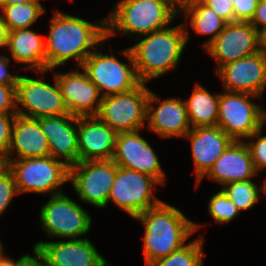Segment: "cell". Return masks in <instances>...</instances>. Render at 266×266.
<instances>
[{"instance_id":"obj_1","label":"cell","mask_w":266,"mask_h":266,"mask_svg":"<svg viewBox=\"0 0 266 266\" xmlns=\"http://www.w3.org/2000/svg\"><path fill=\"white\" fill-rule=\"evenodd\" d=\"M50 18L46 44V71L76 60L80 69L88 55L106 39V18L91 23L83 18L61 12H53Z\"/></svg>"},{"instance_id":"obj_2","label":"cell","mask_w":266,"mask_h":266,"mask_svg":"<svg viewBox=\"0 0 266 266\" xmlns=\"http://www.w3.org/2000/svg\"><path fill=\"white\" fill-rule=\"evenodd\" d=\"M134 219L144 226L143 256L145 266L184 247L188 238L202 224L188 219L178 208L162 201Z\"/></svg>"},{"instance_id":"obj_3","label":"cell","mask_w":266,"mask_h":266,"mask_svg":"<svg viewBox=\"0 0 266 266\" xmlns=\"http://www.w3.org/2000/svg\"><path fill=\"white\" fill-rule=\"evenodd\" d=\"M189 33L181 23L137 37L135 41H139L129 48L139 80L147 83L176 69Z\"/></svg>"},{"instance_id":"obj_4","label":"cell","mask_w":266,"mask_h":266,"mask_svg":"<svg viewBox=\"0 0 266 266\" xmlns=\"http://www.w3.org/2000/svg\"><path fill=\"white\" fill-rule=\"evenodd\" d=\"M179 11L170 0H118L106 17V39L117 33L138 37L168 27Z\"/></svg>"},{"instance_id":"obj_5","label":"cell","mask_w":266,"mask_h":266,"mask_svg":"<svg viewBox=\"0 0 266 266\" xmlns=\"http://www.w3.org/2000/svg\"><path fill=\"white\" fill-rule=\"evenodd\" d=\"M13 173L18 194L62 193V185L69 182V166L53 157H34L7 160Z\"/></svg>"},{"instance_id":"obj_6","label":"cell","mask_w":266,"mask_h":266,"mask_svg":"<svg viewBox=\"0 0 266 266\" xmlns=\"http://www.w3.org/2000/svg\"><path fill=\"white\" fill-rule=\"evenodd\" d=\"M122 52L128 63L120 61L113 54H103L96 48L80 67L97 86L102 97L130 91L141 83L130 48Z\"/></svg>"},{"instance_id":"obj_7","label":"cell","mask_w":266,"mask_h":266,"mask_svg":"<svg viewBox=\"0 0 266 266\" xmlns=\"http://www.w3.org/2000/svg\"><path fill=\"white\" fill-rule=\"evenodd\" d=\"M220 93L218 123L234 141H244L266 123V110L251 99L262 97L246 92Z\"/></svg>"},{"instance_id":"obj_8","label":"cell","mask_w":266,"mask_h":266,"mask_svg":"<svg viewBox=\"0 0 266 266\" xmlns=\"http://www.w3.org/2000/svg\"><path fill=\"white\" fill-rule=\"evenodd\" d=\"M39 217L41 228L50 238L84 239L80 237L88 234L92 226L89 213L63 192L50 196Z\"/></svg>"},{"instance_id":"obj_9","label":"cell","mask_w":266,"mask_h":266,"mask_svg":"<svg viewBox=\"0 0 266 266\" xmlns=\"http://www.w3.org/2000/svg\"><path fill=\"white\" fill-rule=\"evenodd\" d=\"M146 84L141 82L130 91L102 97L96 116L116 133L142 130L147 122L150 93Z\"/></svg>"},{"instance_id":"obj_10","label":"cell","mask_w":266,"mask_h":266,"mask_svg":"<svg viewBox=\"0 0 266 266\" xmlns=\"http://www.w3.org/2000/svg\"><path fill=\"white\" fill-rule=\"evenodd\" d=\"M158 185L161 184L153 176L118 166L107 205L112 201L131 218H135L162 202L154 195Z\"/></svg>"},{"instance_id":"obj_11","label":"cell","mask_w":266,"mask_h":266,"mask_svg":"<svg viewBox=\"0 0 266 266\" xmlns=\"http://www.w3.org/2000/svg\"><path fill=\"white\" fill-rule=\"evenodd\" d=\"M117 169L113 159L78 161L69 167V181L81 201L105 208Z\"/></svg>"},{"instance_id":"obj_12","label":"cell","mask_w":266,"mask_h":266,"mask_svg":"<svg viewBox=\"0 0 266 266\" xmlns=\"http://www.w3.org/2000/svg\"><path fill=\"white\" fill-rule=\"evenodd\" d=\"M19 76L16 86L17 114L29 118L69 114L60 87L54 76V84L45 80ZM21 108H23L21 110Z\"/></svg>"},{"instance_id":"obj_13","label":"cell","mask_w":266,"mask_h":266,"mask_svg":"<svg viewBox=\"0 0 266 266\" xmlns=\"http://www.w3.org/2000/svg\"><path fill=\"white\" fill-rule=\"evenodd\" d=\"M264 47V37L250 22L227 23L224 30L205 49L217 61L215 73L225 64L259 52Z\"/></svg>"},{"instance_id":"obj_14","label":"cell","mask_w":266,"mask_h":266,"mask_svg":"<svg viewBox=\"0 0 266 266\" xmlns=\"http://www.w3.org/2000/svg\"><path fill=\"white\" fill-rule=\"evenodd\" d=\"M140 130L117 133L113 161L117 166L153 176L165 186V175L158 156Z\"/></svg>"},{"instance_id":"obj_15","label":"cell","mask_w":266,"mask_h":266,"mask_svg":"<svg viewBox=\"0 0 266 266\" xmlns=\"http://www.w3.org/2000/svg\"><path fill=\"white\" fill-rule=\"evenodd\" d=\"M216 75L225 91L262 97L266 91V49L223 65Z\"/></svg>"},{"instance_id":"obj_16","label":"cell","mask_w":266,"mask_h":266,"mask_svg":"<svg viewBox=\"0 0 266 266\" xmlns=\"http://www.w3.org/2000/svg\"><path fill=\"white\" fill-rule=\"evenodd\" d=\"M146 124L149 131L162 138H184L191 130L185 100L179 97L161 100L150 90Z\"/></svg>"},{"instance_id":"obj_17","label":"cell","mask_w":266,"mask_h":266,"mask_svg":"<svg viewBox=\"0 0 266 266\" xmlns=\"http://www.w3.org/2000/svg\"><path fill=\"white\" fill-rule=\"evenodd\" d=\"M61 94L74 117L96 116L102 102L97 86L89 79L85 71L53 72Z\"/></svg>"},{"instance_id":"obj_18","label":"cell","mask_w":266,"mask_h":266,"mask_svg":"<svg viewBox=\"0 0 266 266\" xmlns=\"http://www.w3.org/2000/svg\"><path fill=\"white\" fill-rule=\"evenodd\" d=\"M44 254L48 266H113L89 238L38 241L34 245Z\"/></svg>"},{"instance_id":"obj_19","label":"cell","mask_w":266,"mask_h":266,"mask_svg":"<svg viewBox=\"0 0 266 266\" xmlns=\"http://www.w3.org/2000/svg\"><path fill=\"white\" fill-rule=\"evenodd\" d=\"M184 138L191 144L197 188L215 161L234 140L217 125L191 128Z\"/></svg>"},{"instance_id":"obj_20","label":"cell","mask_w":266,"mask_h":266,"mask_svg":"<svg viewBox=\"0 0 266 266\" xmlns=\"http://www.w3.org/2000/svg\"><path fill=\"white\" fill-rule=\"evenodd\" d=\"M47 138L49 155L71 167L79 161L78 117L71 114L42 117L38 119ZM62 159V160H61Z\"/></svg>"},{"instance_id":"obj_21","label":"cell","mask_w":266,"mask_h":266,"mask_svg":"<svg viewBox=\"0 0 266 266\" xmlns=\"http://www.w3.org/2000/svg\"><path fill=\"white\" fill-rule=\"evenodd\" d=\"M116 136L117 133L97 116L78 117L79 161L112 159Z\"/></svg>"},{"instance_id":"obj_22","label":"cell","mask_w":266,"mask_h":266,"mask_svg":"<svg viewBox=\"0 0 266 266\" xmlns=\"http://www.w3.org/2000/svg\"><path fill=\"white\" fill-rule=\"evenodd\" d=\"M257 174L245 142L233 141L205 176L223 187L231 182L251 180Z\"/></svg>"},{"instance_id":"obj_23","label":"cell","mask_w":266,"mask_h":266,"mask_svg":"<svg viewBox=\"0 0 266 266\" xmlns=\"http://www.w3.org/2000/svg\"><path fill=\"white\" fill-rule=\"evenodd\" d=\"M47 138L42 132L38 119L16 116L7 160L49 156ZM15 154L17 157H13Z\"/></svg>"},{"instance_id":"obj_24","label":"cell","mask_w":266,"mask_h":266,"mask_svg":"<svg viewBox=\"0 0 266 266\" xmlns=\"http://www.w3.org/2000/svg\"><path fill=\"white\" fill-rule=\"evenodd\" d=\"M7 50L17 64L22 63L26 67L23 70H32L38 74L46 71V44L45 39L30 28L15 29L9 31Z\"/></svg>"},{"instance_id":"obj_25","label":"cell","mask_w":266,"mask_h":266,"mask_svg":"<svg viewBox=\"0 0 266 266\" xmlns=\"http://www.w3.org/2000/svg\"><path fill=\"white\" fill-rule=\"evenodd\" d=\"M179 14L186 18L183 22L184 27L191 26L198 35L210 37L203 43L206 49L215 38L224 30L227 22L219 17L210 7L201 0L187 5ZM188 22V23H187Z\"/></svg>"},{"instance_id":"obj_26","label":"cell","mask_w":266,"mask_h":266,"mask_svg":"<svg viewBox=\"0 0 266 266\" xmlns=\"http://www.w3.org/2000/svg\"><path fill=\"white\" fill-rule=\"evenodd\" d=\"M219 98L220 93L211 94L200 83H196L191 96L185 100L191 128L217 125Z\"/></svg>"},{"instance_id":"obj_27","label":"cell","mask_w":266,"mask_h":266,"mask_svg":"<svg viewBox=\"0 0 266 266\" xmlns=\"http://www.w3.org/2000/svg\"><path fill=\"white\" fill-rule=\"evenodd\" d=\"M1 15L9 31L30 28L45 13L41 2H22L4 6Z\"/></svg>"},{"instance_id":"obj_28","label":"cell","mask_w":266,"mask_h":266,"mask_svg":"<svg viewBox=\"0 0 266 266\" xmlns=\"http://www.w3.org/2000/svg\"><path fill=\"white\" fill-rule=\"evenodd\" d=\"M204 237L200 235L169 256L149 263L147 266H203Z\"/></svg>"},{"instance_id":"obj_29","label":"cell","mask_w":266,"mask_h":266,"mask_svg":"<svg viewBox=\"0 0 266 266\" xmlns=\"http://www.w3.org/2000/svg\"><path fill=\"white\" fill-rule=\"evenodd\" d=\"M232 200L240 213L253 208L260 199V187L252 181H237L225 184L221 189Z\"/></svg>"},{"instance_id":"obj_30","label":"cell","mask_w":266,"mask_h":266,"mask_svg":"<svg viewBox=\"0 0 266 266\" xmlns=\"http://www.w3.org/2000/svg\"><path fill=\"white\" fill-rule=\"evenodd\" d=\"M208 212L218 224L229 223L240 214L232 200L221 189L211 196L208 203Z\"/></svg>"},{"instance_id":"obj_31","label":"cell","mask_w":266,"mask_h":266,"mask_svg":"<svg viewBox=\"0 0 266 266\" xmlns=\"http://www.w3.org/2000/svg\"><path fill=\"white\" fill-rule=\"evenodd\" d=\"M262 132L263 128L254 132L244 141L250 151L257 173L266 168V135H262Z\"/></svg>"},{"instance_id":"obj_32","label":"cell","mask_w":266,"mask_h":266,"mask_svg":"<svg viewBox=\"0 0 266 266\" xmlns=\"http://www.w3.org/2000/svg\"><path fill=\"white\" fill-rule=\"evenodd\" d=\"M18 195L13 173L7 169L0 176V216L11 204L14 196Z\"/></svg>"},{"instance_id":"obj_33","label":"cell","mask_w":266,"mask_h":266,"mask_svg":"<svg viewBox=\"0 0 266 266\" xmlns=\"http://www.w3.org/2000/svg\"><path fill=\"white\" fill-rule=\"evenodd\" d=\"M17 114H0V159L7 160L12 126Z\"/></svg>"},{"instance_id":"obj_34","label":"cell","mask_w":266,"mask_h":266,"mask_svg":"<svg viewBox=\"0 0 266 266\" xmlns=\"http://www.w3.org/2000/svg\"><path fill=\"white\" fill-rule=\"evenodd\" d=\"M233 5L235 22H250L253 18L259 0H229Z\"/></svg>"},{"instance_id":"obj_35","label":"cell","mask_w":266,"mask_h":266,"mask_svg":"<svg viewBox=\"0 0 266 266\" xmlns=\"http://www.w3.org/2000/svg\"><path fill=\"white\" fill-rule=\"evenodd\" d=\"M16 86L0 84V114H17Z\"/></svg>"},{"instance_id":"obj_36","label":"cell","mask_w":266,"mask_h":266,"mask_svg":"<svg viewBox=\"0 0 266 266\" xmlns=\"http://www.w3.org/2000/svg\"><path fill=\"white\" fill-rule=\"evenodd\" d=\"M227 23L235 22L233 5L229 0H201Z\"/></svg>"},{"instance_id":"obj_37","label":"cell","mask_w":266,"mask_h":266,"mask_svg":"<svg viewBox=\"0 0 266 266\" xmlns=\"http://www.w3.org/2000/svg\"><path fill=\"white\" fill-rule=\"evenodd\" d=\"M10 61V57L7 55H0V84L17 85L19 75L9 72Z\"/></svg>"},{"instance_id":"obj_38","label":"cell","mask_w":266,"mask_h":266,"mask_svg":"<svg viewBox=\"0 0 266 266\" xmlns=\"http://www.w3.org/2000/svg\"><path fill=\"white\" fill-rule=\"evenodd\" d=\"M250 23L258 30V32L266 36V2L259 0L255 14Z\"/></svg>"},{"instance_id":"obj_39","label":"cell","mask_w":266,"mask_h":266,"mask_svg":"<svg viewBox=\"0 0 266 266\" xmlns=\"http://www.w3.org/2000/svg\"><path fill=\"white\" fill-rule=\"evenodd\" d=\"M33 255L25 254L17 260V266H48L44 254L33 246Z\"/></svg>"},{"instance_id":"obj_40","label":"cell","mask_w":266,"mask_h":266,"mask_svg":"<svg viewBox=\"0 0 266 266\" xmlns=\"http://www.w3.org/2000/svg\"><path fill=\"white\" fill-rule=\"evenodd\" d=\"M9 30L8 27L0 14V48L5 49L7 47Z\"/></svg>"},{"instance_id":"obj_41","label":"cell","mask_w":266,"mask_h":266,"mask_svg":"<svg viewBox=\"0 0 266 266\" xmlns=\"http://www.w3.org/2000/svg\"><path fill=\"white\" fill-rule=\"evenodd\" d=\"M200 0H170L172 5L180 12L187 5L192 4L194 2H198Z\"/></svg>"},{"instance_id":"obj_42","label":"cell","mask_w":266,"mask_h":266,"mask_svg":"<svg viewBox=\"0 0 266 266\" xmlns=\"http://www.w3.org/2000/svg\"><path fill=\"white\" fill-rule=\"evenodd\" d=\"M22 2H40V0H0V10L4 6L18 4Z\"/></svg>"},{"instance_id":"obj_43","label":"cell","mask_w":266,"mask_h":266,"mask_svg":"<svg viewBox=\"0 0 266 266\" xmlns=\"http://www.w3.org/2000/svg\"><path fill=\"white\" fill-rule=\"evenodd\" d=\"M0 266H17V261L10 257L3 256L0 258Z\"/></svg>"},{"instance_id":"obj_44","label":"cell","mask_w":266,"mask_h":266,"mask_svg":"<svg viewBox=\"0 0 266 266\" xmlns=\"http://www.w3.org/2000/svg\"><path fill=\"white\" fill-rule=\"evenodd\" d=\"M8 169V161L0 159V176Z\"/></svg>"},{"instance_id":"obj_45","label":"cell","mask_w":266,"mask_h":266,"mask_svg":"<svg viewBox=\"0 0 266 266\" xmlns=\"http://www.w3.org/2000/svg\"><path fill=\"white\" fill-rule=\"evenodd\" d=\"M3 249H4V247H3L2 242H1V240H0V258L3 257V256L5 255Z\"/></svg>"},{"instance_id":"obj_46","label":"cell","mask_w":266,"mask_h":266,"mask_svg":"<svg viewBox=\"0 0 266 266\" xmlns=\"http://www.w3.org/2000/svg\"><path fill=\"white\" fill-rule=\"evenodd\" d=\"M261 194L266 196V179L264 180V183L262 185V193Z\"/></svg>"},{"instance_id":"obj_47","label":"cell","mask_w":266,"mask_h":266,"mask_svg":"<svg viewBox=\"0 0 266 266\" xmlns=\"http://www.w3.org/2000/svg\"><path fill=\"white\" fill-rule=\"evenodd\" d=\"M264 48L266 49V36L264 37Z\"/></svg>"}]
</instances>
